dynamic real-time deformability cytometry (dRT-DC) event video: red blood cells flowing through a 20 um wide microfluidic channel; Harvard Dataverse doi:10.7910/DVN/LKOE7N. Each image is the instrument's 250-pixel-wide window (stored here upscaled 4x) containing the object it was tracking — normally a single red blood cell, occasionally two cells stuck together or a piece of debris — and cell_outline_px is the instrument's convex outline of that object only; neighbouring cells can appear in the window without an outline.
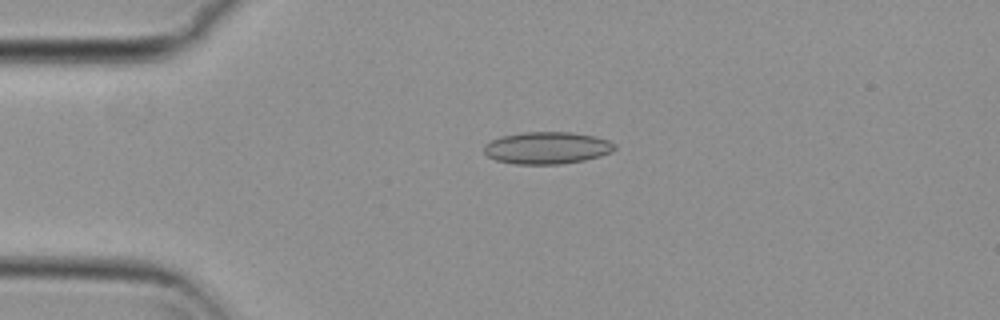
{"species": "common noctule bat (a hibernating species)", "species_latin": "Nyctalus noctula", "temperature_condition": "cold", "stored_images_in_passage": 55, "camera_frame_rate_fps": 3000, "um_per_image_px": 0.085, "animal": {"sex": "female", "body_mass_g": 29.2, "forearm_length_mm": 56.3}, "frame": {"image": 1, "passage_image": 13, "time_ms": 4.0, "image_size_px": [1000, 320], "cell_outline_px": [[616, 148], [612, 152], [600, 156], [584, 160], [560, 164], [512, 164], [496, 160], [488, 156], [484, 152], [484, 144], [500, 136], [524, 132], [572, 132], [592, 136], [608, 140], [616, 144]], "centroid_in_image_um": [46.49, 12.57], "position_along_channel_um": 38.5, "area_um2": 24.51}}
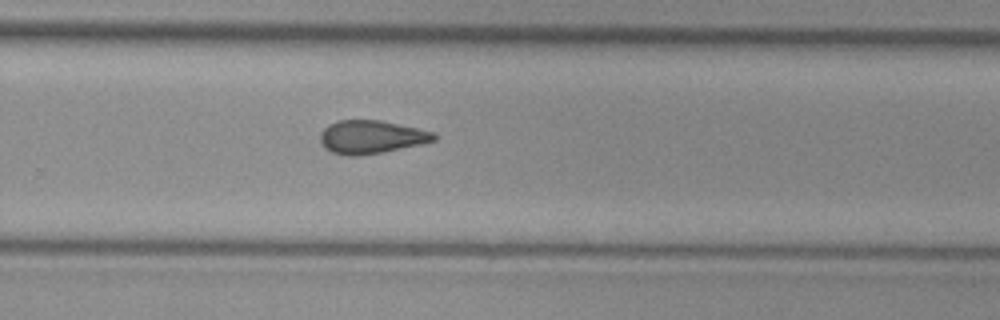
{"frame": {"image": 2, "passage_image": 36, "time_ms": 11.667, "image_size_px": [1000, 320], "cell_outline_px": [[436, 140], [420, 144], [384, 152], [356, 156], [344, 156], [332, 152], [324, 148], [320, 144], [320, 132], [328, 124], [340, 120], [380, 120], [436, 132]], "centroid_in_image_um": [31.53, 11.65], "position_along_channel_um": 298.3, "area_um2": 22.2}}
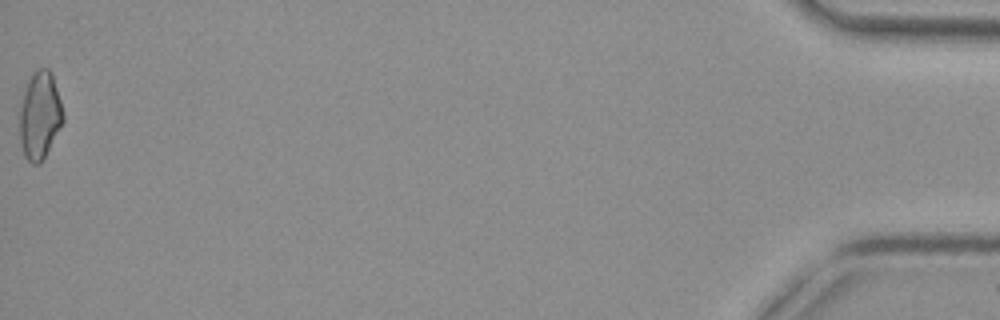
{"frame": {"image": 3, "passage_image": 55, "time_ms": 18.0, "image_size_px": [1000, 320], "cell_outline_px": [[64, 120], [40, 164], [32, 164], [24, 156], [20, 140], [20, 108], [24, 92], [28, 80], [36, 68], [48, 68], [52, 72], [64, 112]], "centroid_in_image_um": [3.39, 9.79], "position_along_channel_um": 431.8, "area_um2": 22.08}, "authors_computed_cell_mechanics": {"area_um2": 22.1952, "velocity_mm_per_s": 3.7827, "shape_relaxation_time_tau1_ms": null, "shape_relaxation_time_tau2_ms": 4.6333, "deformation_change_tau1": null, "deformation_change_tau2": 0.1197}}